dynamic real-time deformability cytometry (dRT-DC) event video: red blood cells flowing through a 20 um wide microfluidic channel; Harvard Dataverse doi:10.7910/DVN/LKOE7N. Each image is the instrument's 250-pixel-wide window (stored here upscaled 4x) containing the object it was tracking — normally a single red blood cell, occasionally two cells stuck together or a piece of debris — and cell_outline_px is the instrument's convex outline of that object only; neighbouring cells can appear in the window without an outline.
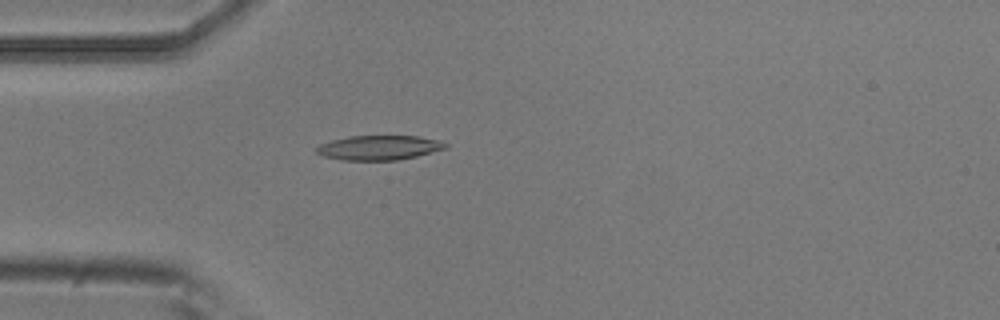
{"species": "common noctule bat (a hibernating species)", "species_latin": "Nyctalus noctula", "temperature_condition": "room temperature", "stored_images_in_passage": 5, "camera_frame_rate_fps": 3000, "um_per_image_px": 0.085, "animal": {"sex": "male", "body_mass_g": 20.5, "forearm_length_mm": 52.5}, "frame": {"image": 1, "passage_image": 5, "time_ms": 1.333, "image_size_px": [1000, 320], "cell_outline_px": [[448, 148], [400, 160], [340, 160], [324, 156], [316, 152], [316, 148], [320, 144], [332, 140], [348, 136], [420, 136], [440, 140], [448, 144]], "centroid_in_image_um": [32.25, 12.55], "position_along_channel_um": 52.8, "area_um2": 18.55}}